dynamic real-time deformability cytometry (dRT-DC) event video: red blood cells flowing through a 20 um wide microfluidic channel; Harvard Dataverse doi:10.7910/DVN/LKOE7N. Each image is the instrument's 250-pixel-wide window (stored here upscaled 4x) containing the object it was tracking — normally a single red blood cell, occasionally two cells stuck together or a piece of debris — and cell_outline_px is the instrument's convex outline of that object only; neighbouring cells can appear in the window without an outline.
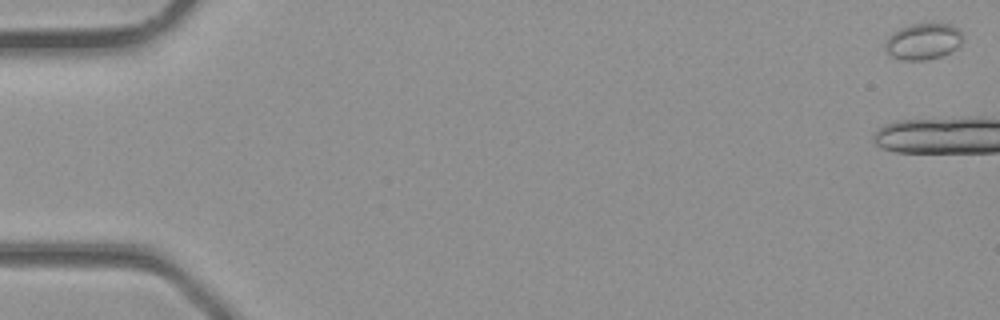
{"species": "common noctule bat (a hibernating species)", "species_latin": "Nyctalus noctula", "temperature_condition": "room temperature", "stored_images_in_passage": 5, "camera_frame_rate_fps": 3000, "um_per_image_px": 0.085, "animal": {"sex": "male", "body_mass_g": 23.1, "forearm_length_mm": 52.7}, "frame": {"image": 1, "passage_image": 1, "time_ms": 0.0, "image_size_px": [1000, 320], "cell_outline_px": [[964, 40], [956, 48], [940, 56], [924, 60], [904, 60], [888, 56], [884, 48], [884, 44], [888, 36], [900, 28], [912, 24], [952, 24], [964, 36]], "centroid_in_image_um": [78.44, 3.53], "position_along_channel_um": 6.6, "area_um2": 16.42}}
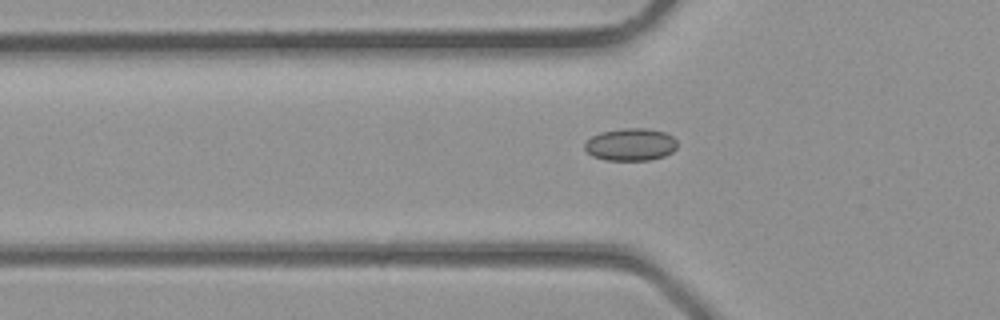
{"frame": {"image": 2, "passage_image": 5, "time_ms": 1.333, "image_size_px": [1000, 320], "cell_outline_px": [[676, 148], [672, 152], [664, 156], [648, 160], [604, 160], [592, 156], [584, 148], [584, 144], [592, 136], [600, 132], [624, 128], [644, 128], [664, 132], [672, 136], [676, 140]], "centroid_in_image_um": [53.59, 12.29], "position_along_channel_um": 72.2, "area_um2": 17.46}}